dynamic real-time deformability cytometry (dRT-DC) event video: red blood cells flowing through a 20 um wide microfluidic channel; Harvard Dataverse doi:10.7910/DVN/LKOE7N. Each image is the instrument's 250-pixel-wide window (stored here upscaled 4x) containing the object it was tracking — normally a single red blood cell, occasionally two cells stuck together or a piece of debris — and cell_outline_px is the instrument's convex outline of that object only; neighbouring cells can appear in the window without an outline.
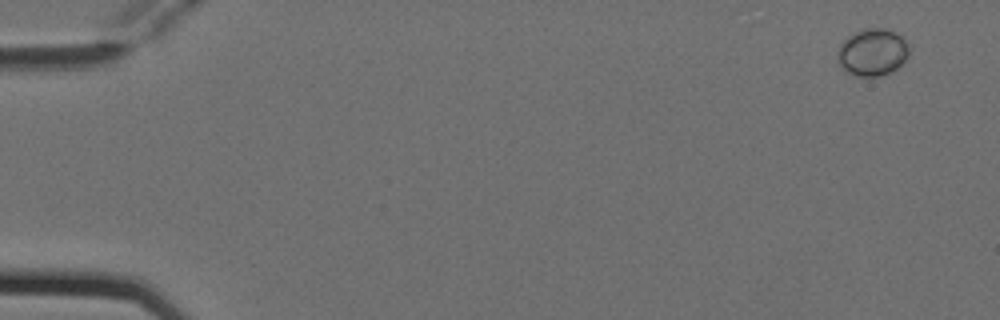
{"species": "Egyptian fruit bat (a non-hibernating species)", "species_latin": "Rousettus aegyptiacus", "temperature_condition": "cold", "stored_images_in_passage": 4, "camera_frame_rate_fps": 3000, "um_per_image_px": 0.085, "animal": {"sex": "female"}, "frame": {"image": 1, "passage_image": 1, "time_ms": 0.0, "image_size_px": [1000, 320], "cell_outline_px": [[908, 56], [896, 68], [888, 72], [876, 76], [856, 76], [848, 72], [840, 64], [840, 44], [848, 36], [856, 32], [868, 28], [884, 28], [896, 32], [908, 44]], "centroid_in_image_um": [74.19, 4.42], "position_along_channel_um": 10.8, "area_um2": 19.02}}
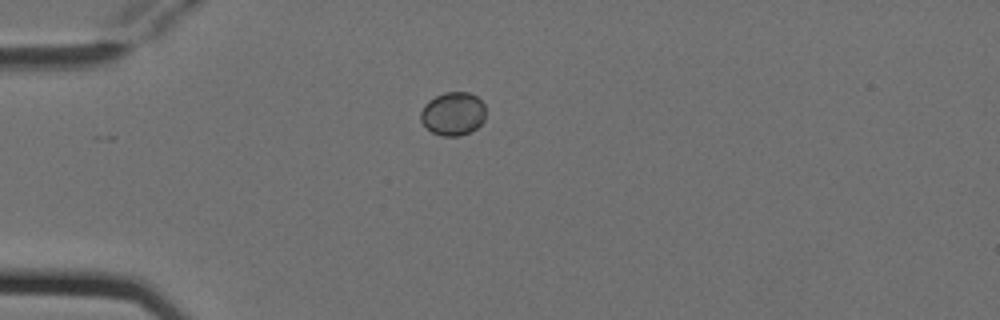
{"frame": {"image": 2, "passage_image": 4, "time_ms": 1.0, "image_size_px": [1000, 320], "cell_outline_px": [[484, 120], [476, 128], [460, 136], [440, 136], [432, 132], [420, 120], [420, 112], [424, 104], [428, 100], [444, 92], [468, 92], [476, 96], [484, 104]], "centroid_in_image_um": [38.48, 9.66], "position_along_channel_um": 46.5, "area_um2": 16.42}}